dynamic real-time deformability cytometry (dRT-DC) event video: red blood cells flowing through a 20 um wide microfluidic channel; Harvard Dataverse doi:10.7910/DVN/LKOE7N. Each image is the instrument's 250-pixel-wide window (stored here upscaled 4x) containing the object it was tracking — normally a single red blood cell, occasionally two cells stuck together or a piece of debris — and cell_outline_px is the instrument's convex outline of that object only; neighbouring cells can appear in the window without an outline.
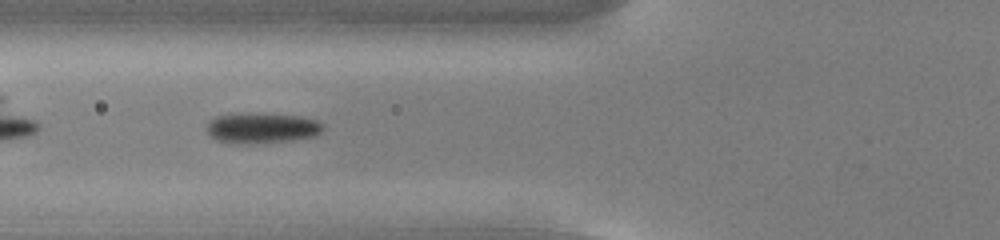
{"species": "common noctule bat (a hibernating species)", "species_latin": "Nyctalus noctula", "temperature_condition": "cold", "stored_images_in_passage": 38, "camera_frame_rate_fps": 3000, "um_per_image_px": 0.085, "animal": {"sex": "male", "body_mass_g": 13.0, "forearm_length_mm": 53.1}, "frame": {"image": 1, "passage_image": 5, "time_ms": 1.333, "image_size_px": [1000, 240], "cell_outline_px": [[324, 128], [316, 136], [292, 140], [240, 144], [232, 144], [216, 140], [208, 132], [208, 124], [212, 120], [220, 116], [296, 116], [316, 120], [324, 124]], "centroid_in_image_um": [22.32, 10.95], "position_along_channel_um": 103.5, "area_um2": 19.36}}
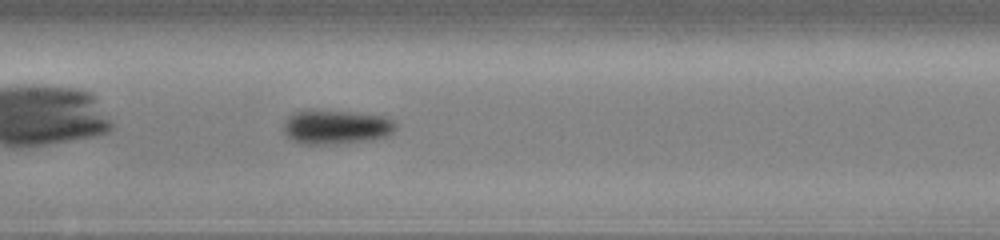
{"frame": {"image": 2, "passage_image": 11, "time_ms": 3.333, "image_size_px": [1000, 240], "cell_outline_px": [[396, 128], [388, 136], [368, 140], [328, 144], [304, 144], [292, 140], [284, 132], [284, 124], [288, 116], [292, 112], [308, 108], [312, 108], [352, 112], [384, 116], [392, 120], [396, 124]], "centroid_in_image_um": [28.53, 10.76], "position_along_channel_um": 178.9, "area_um2": 22.66}}
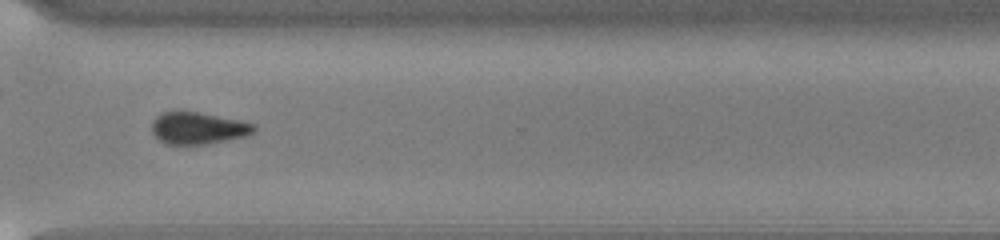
{"frame": {"image": 3, "passage_image": 25, "time_ms": 8.0, "image_size_px": [1000, 240], "cell_outline_px": [[256, 128], [248, 136], [204, 144], [164, 144], [152, 132], [152, 120], [156, 116], [164, 112], [196, 112], [256, 124]], "centroid_in_image_um": [16.82, 10.9], "position_along_channel_um": 353.8, "area_um2": 18.67}}